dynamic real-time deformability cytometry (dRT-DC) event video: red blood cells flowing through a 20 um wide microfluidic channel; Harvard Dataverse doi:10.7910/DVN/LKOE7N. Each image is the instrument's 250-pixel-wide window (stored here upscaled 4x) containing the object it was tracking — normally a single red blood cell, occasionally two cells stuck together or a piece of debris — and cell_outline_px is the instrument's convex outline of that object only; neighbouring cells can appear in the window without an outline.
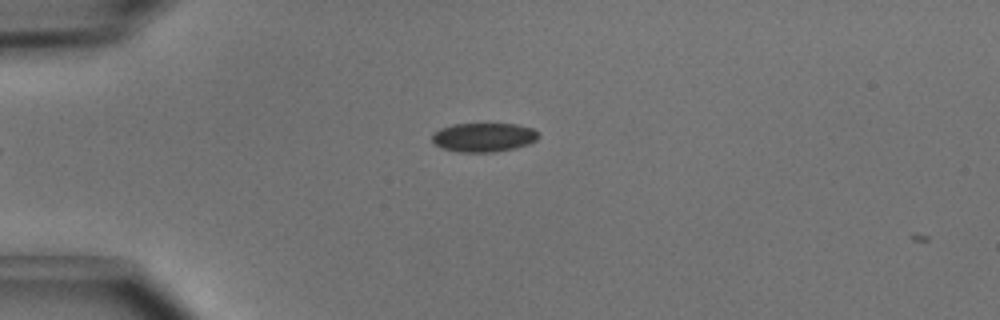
{"species": "common noctule bat (a hibernating species)", "species_latin": "Nyctalus noctula", "temperature_condition": "cold", "stored_images_in_passage": 3, "camera_frame_rate_fps": 3000, "um_per_image_px": 0.085, "animal": {"sex": "male", "body_mass_g": 15.6}, "frame": {"image": 1, "passage_image": 2, "time_ms": 0.333, "image_size_px": [1000, 320], "cell_outline_px": [[540, 136], [536, 140], [528, 144], [516, 148], [492, 152], [460, 152], [444, 148], [436, 144], [432, 140], [432, 136], [440, 128], [452, 124], [516, 124], [532, 128]], "centroid_in_image_um": [41.13, 11.67], "position_along_channel_um": 43.9, "area_um2": 17.8}}